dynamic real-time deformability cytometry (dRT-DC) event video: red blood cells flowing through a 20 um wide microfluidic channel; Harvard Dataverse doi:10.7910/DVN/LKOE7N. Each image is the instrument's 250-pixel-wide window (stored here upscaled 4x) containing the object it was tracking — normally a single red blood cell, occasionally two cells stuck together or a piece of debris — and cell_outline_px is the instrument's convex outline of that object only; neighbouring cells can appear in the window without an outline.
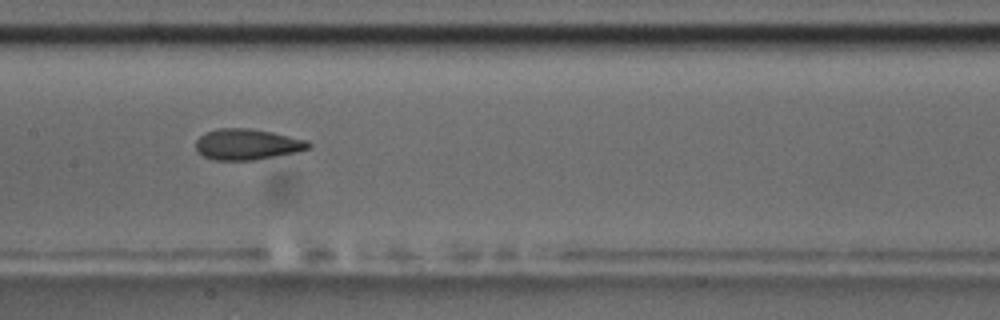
{"species": "common noctule bat (a hibernating species)", "species_latin": "Nyctalus noctula", "temperature_condition": "room temperature", "stored_images_in_passage": 8, "camera_frame_rate_fps": 3000, "um_per_image_px": 0.085, "animal": {"sex": "male", "body_mass_g": 17.5, "forearm_length_mm": 52.3}, "frame": {"image": 1, "passage_image": 7, "time_ms": 7.667, "image_size_px": [1000, 320], "cell_outline_px": [[312, 144], [308, 148], [296, 152], [256, 160], [212, 160], [196, 152], [196, 140], [204, 132], [220, 128], [252, 128], [272, 132], [308, 140]], "centroid_in_image_um": [20.99, 12.27], "position_along_channel_um": 186.4, "area_um2": 20.46}}